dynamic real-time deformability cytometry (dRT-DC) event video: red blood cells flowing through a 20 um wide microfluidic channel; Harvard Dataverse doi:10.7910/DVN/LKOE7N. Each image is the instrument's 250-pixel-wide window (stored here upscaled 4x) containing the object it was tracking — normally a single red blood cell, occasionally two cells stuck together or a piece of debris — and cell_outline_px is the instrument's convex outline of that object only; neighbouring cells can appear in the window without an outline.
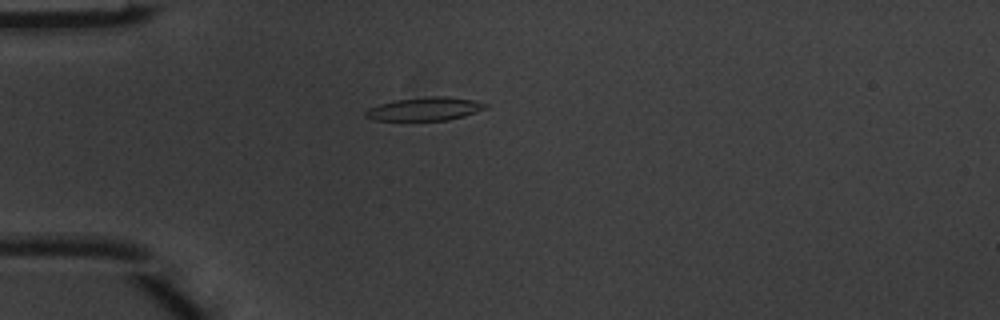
{"species": "common noctule bat (a hibernating species)", "species_latin": "Nyctalus noctula", "temperature_condition": "warm", "stored_images_in_passage": 5, "camera_frame_rate_fps": 3000, "um_per_image_px": 0.085, "animal": {"sex": "male", "body_mass_g": 20.1, "forearm_length_mm": 53.5}, "frame": {"image": 1, "passage_image": 5, "time_ms": 1.333, "image_size_px": [1000, 320], "cell_outline_px": [[488, 104], [484, 108], [476, 112], [464, 116], [448, 120], [372, 120], [364, 116], [364, 112], [368, 108], [380, 104], [396, 100], [428, 96], [444, 96], [472, 100]], "centroid_in_image_um": [36.07, 9.26], "position_along_channel_um": 48.9, "area_um2": 16.13}}